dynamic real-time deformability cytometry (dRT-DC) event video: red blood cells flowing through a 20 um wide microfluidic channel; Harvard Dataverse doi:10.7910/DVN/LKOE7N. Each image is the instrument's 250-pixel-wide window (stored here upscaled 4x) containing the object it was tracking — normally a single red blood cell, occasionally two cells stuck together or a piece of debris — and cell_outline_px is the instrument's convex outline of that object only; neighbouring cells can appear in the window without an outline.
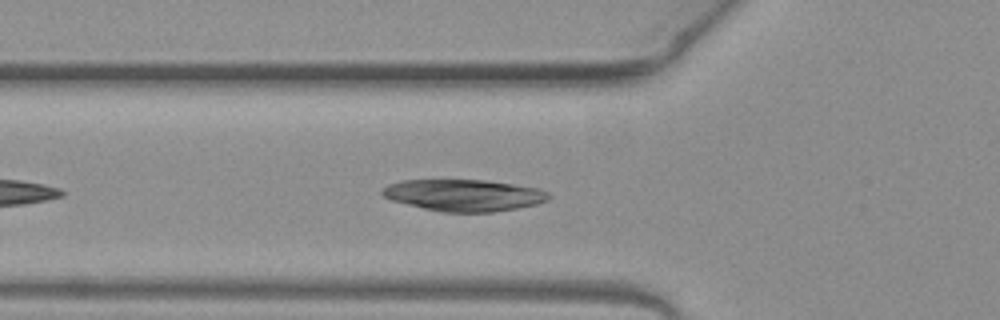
{"species": "common noctule bat (a hibernating species)", "species_latin": "Nyctalus noctula", "temperature_condition": "warm", "stored_images_in_passage": 26, "camera_frame_rate_fps": 3000, "um_per_image_px": 0.085, "animal": {"sex": "female", "body_mass_g": 19.3, "forearm_length_mm": 54.1}, "frame": {"image": 1, "passage_image": 7, "time_ms": 2.0, "image_size_px": [1000, 320], "cell_outline_px": [[552, 196], [548, 200], [536, 204], [516, 208], [492, 212], [440, 212], [392, 200], [384, 196], [380, 192], [388, 184], [404, 180], [488, 180], [540, 188], [548, 192]], "centroid_in_image_um": [39.47, 16.59], "position_along_channel_um": 86.3, "area_um2": 30.69}}
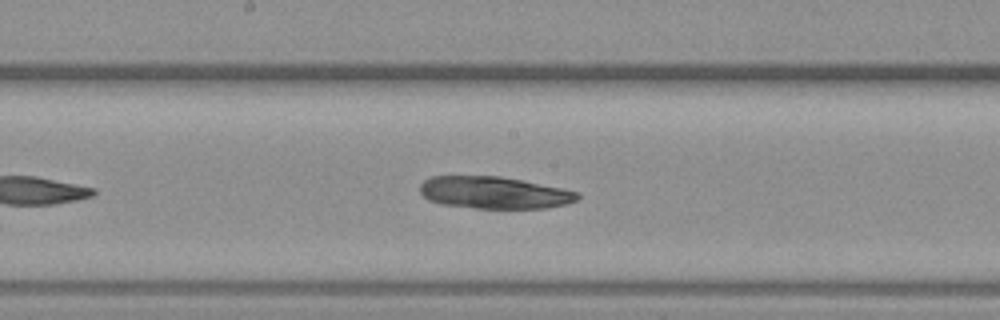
{"frame": {"image": 2, "passage_image": 16, "time_ms": 5.0, "image_size_px": [1000, 320], "cell_outline_px": [[580, 196], [576, 200], [568, 204], [548, 208], [476, 208], [440, 204], [428, 200], [420, 192], [420, 184], [424, 180], [432, 176], [500, 176], [580, 192]], "centroid_in_image_um": [41.99, 16.38], "position_along_channel_um": 206.2, "area_um2": 29.42}}
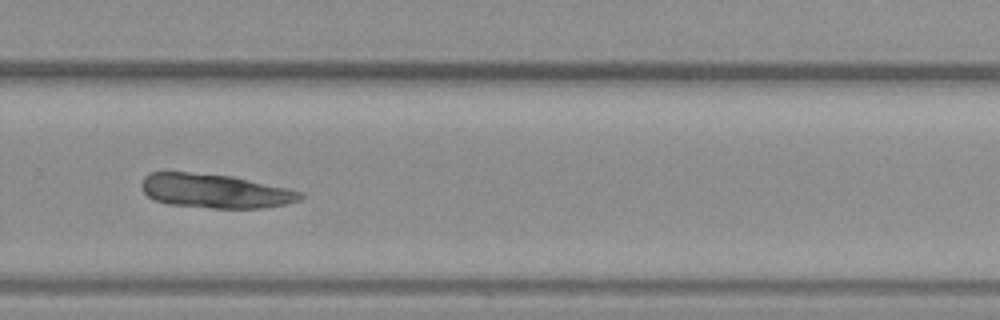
{"frame": {"image": 3, "passage_image": 24, "time_ms": 7.667, "image_size_px": [1000, 320], "cell_outline_px": [[304, 196], [300, 200], [284, 204], [260, 208], [212, 208], [168, 204], [156, 200], [148, 196], [140, 188], [140, 184], [144, 176], [148, 172], [188, 172], [232, 176], [288, 188], [304, 192]], "centroid_in_image_um": [18.26, 16.23], "position_along_channel_um": 311.5, "area_um2": 31.62}}